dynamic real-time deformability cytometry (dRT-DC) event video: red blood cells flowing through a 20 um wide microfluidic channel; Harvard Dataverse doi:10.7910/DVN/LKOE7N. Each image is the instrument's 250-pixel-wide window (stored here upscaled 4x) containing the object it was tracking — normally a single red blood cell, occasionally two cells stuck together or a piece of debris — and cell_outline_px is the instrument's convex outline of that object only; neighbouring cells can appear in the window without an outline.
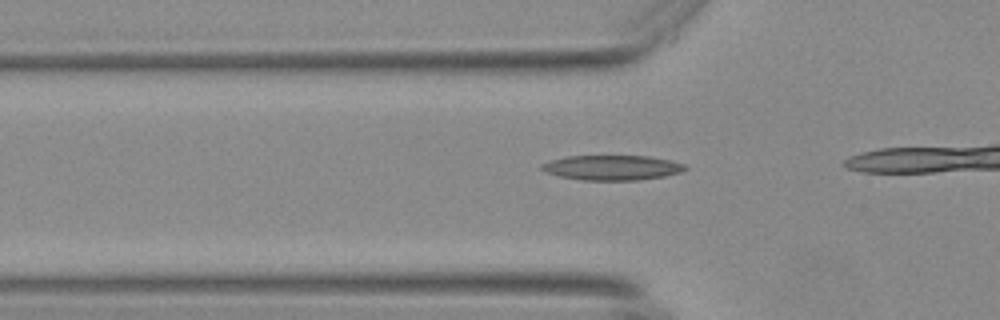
{"species": "Egyptian fruit bat (a non-hibernating species)", "species_latin": "Rousettus aegyptiacus", "temperature_condition": "warm", "stored_images_in_passage": 7, "camera_frame_rate_fps": 3000, "um_per_image_px": 0.085, "animal": {"sex": "female"}, "frame": {"image": 1, "passage_image": 2, "time_ms": 0.333, "image_size_px": [1000, 320], "cell_outline_px": [[688, 168], [680, 172], [664, 176], [636, 180], [584, 180], [560, 176], [548, 172], [540, 168], [540, 164], [552, 160], [568, 156], [648, 156], [668, 160], [684, 164]], "centroid_in_image_um": [52.03, 14.24], "position_along_channel_um": 73.8, "area_um2": 20.52}}
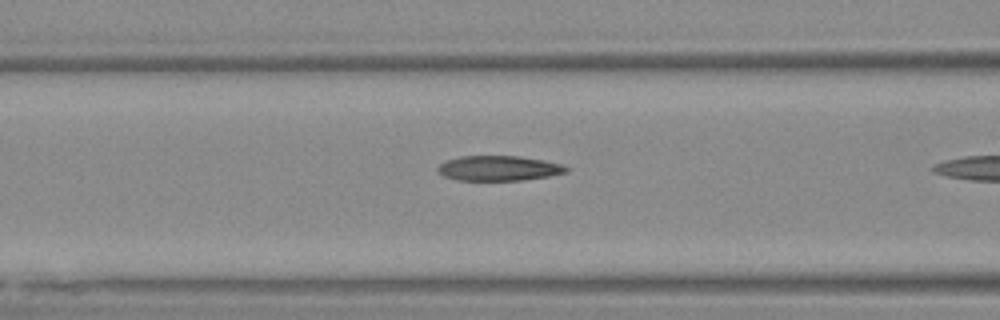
{"frame": {"image": 2, "passage_image": 6, "time_ms": 1.667, "image_size_px": [1000, 320], "cell_outline_px": [[568, 172], [548, 176], [520, 180], [456, 180], [444, 176], [436, 168], [444, 160], [460, 156], [520, 156], [544, 160], [560, 164], [568, 168]], "centroid_in_image_um": [42.36, 14.29], "position_along_channel_um": 124.2, "area_um2": 18.67}}